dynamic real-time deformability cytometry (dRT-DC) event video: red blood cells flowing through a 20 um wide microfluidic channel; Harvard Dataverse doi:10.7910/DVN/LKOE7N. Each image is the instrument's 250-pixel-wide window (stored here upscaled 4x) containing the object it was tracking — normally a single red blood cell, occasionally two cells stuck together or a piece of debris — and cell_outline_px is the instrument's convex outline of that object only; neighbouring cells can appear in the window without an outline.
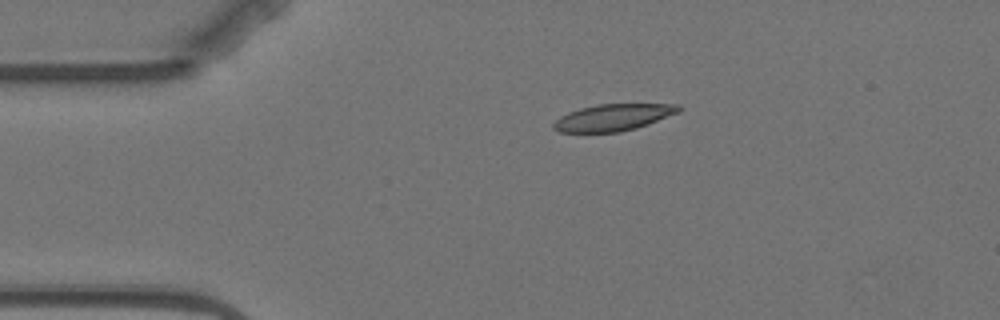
{"species": "Egyptian fruit bat (a non-hibernating species)", "species_latin": "Rousettus aegyptiacus", "temperature_condition": "warm", "stored_images_in_passage": 3, "camera_frame_rate_fps": 3000, "um_per_image_px": 0.085, "animal": {"sex": "female"}, "frame": {"image": 1, "passage_image": 3, "time_ms": 4.0, "image_size_px": [1000, 320], "cell_outline_px": [[684, 108], [680, 112], [648, 124], [636, 128], [620, 132], [560, 132], [552, 128], [552, 124], [560, 116], [568, 112], [580, 108], [596, 104], [680, 104]], "centroid_in_image_um": [52.14, 9.97], "position_along_channel_um": 32.9, "area_um2": 19.65}}